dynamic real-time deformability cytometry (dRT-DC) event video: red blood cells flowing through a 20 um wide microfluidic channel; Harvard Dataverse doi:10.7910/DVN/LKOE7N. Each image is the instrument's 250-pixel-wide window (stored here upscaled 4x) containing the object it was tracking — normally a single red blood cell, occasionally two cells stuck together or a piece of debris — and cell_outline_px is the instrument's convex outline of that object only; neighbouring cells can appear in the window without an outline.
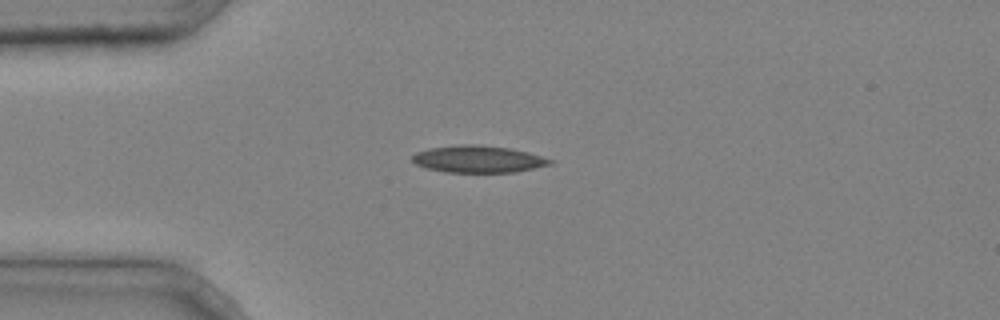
{"species": "common noctule bat (a hibernating species)", "species_latin": "Nyctalus noctula", "temperature_condition": "cold", "stored_images_in_passage": 3, "camera_frame_rate_fps": 3000, "um_per_image_px": 0.085, "animal": {"sex": "male", "body_mass_g": 20.4}, "frame": {"image": 1, "passage_image": 2, "time_ms": 0.333, "image_size_px": [1000, 320], "cell_outline_px": [[556, 160], [552, 164], [516, 172], [444, 172], [428, 168], [416, 164], [412, 160], [412, 156], [416, 152], [428, 148], [460, 144], [476, 144], [508, 148], [528, 152]], "centroid_in_image_um": [40.67, 13.52], "position_along_channel_um": 44.3, "area_um2": 21.73}}